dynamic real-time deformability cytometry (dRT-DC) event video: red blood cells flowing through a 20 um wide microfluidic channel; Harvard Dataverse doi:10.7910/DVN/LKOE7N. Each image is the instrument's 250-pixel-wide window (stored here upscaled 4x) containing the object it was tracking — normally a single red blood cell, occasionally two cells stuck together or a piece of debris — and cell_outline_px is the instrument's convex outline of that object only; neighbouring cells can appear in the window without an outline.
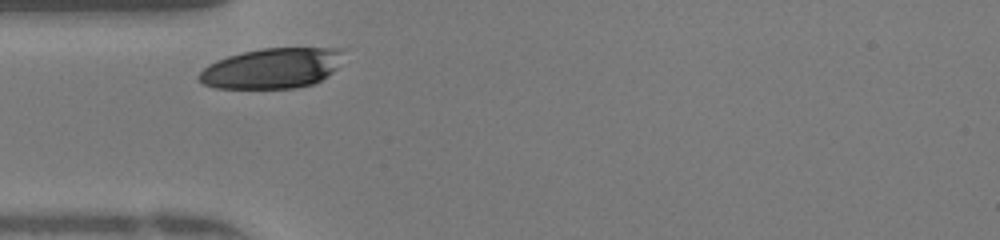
{"species": "human", "species_latin": "Homo sapiens", "temperature_condition": "warm", "stored_images_in_passage": 28, "camera_frame_rate_fps": 3000, "um_per_image_px": 0.085, "donor": {"sex": "female"}, "frame": {"image": 1, "passage_image": 3, "time_ms": 0.667, "image_size_px": [1000, 240], "cell_outline_px": [[344, 48], [336, 68], [332, 72], [320, 80], [312, 84], [296, 88], [216, 88], [204, 84], [196, 76], [208, 64], [216, 60], [228, 56], [244, 52], [264, 48]], "centroid_in_image_um": [23.09, 5.8], "position_along_channel_um": 61.9, "area_um2": 33.7}}
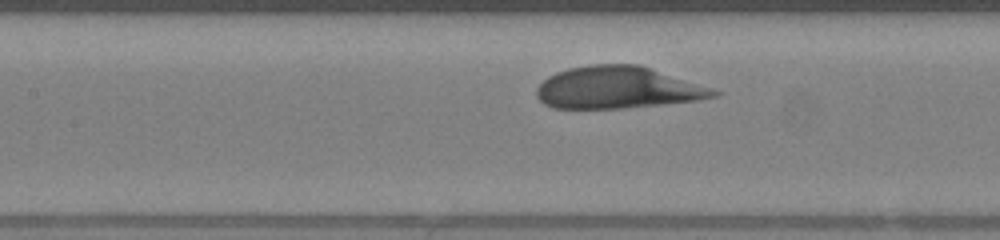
{"frame": {"image": 2, "passage_image": 11, "time_ms": 3.333, "image_size_px": [1000, 240], "cell_outline_px": [[724, 92], [720, 96], [696, 100], [664, 104], [624, 108], [552, 108], [544, 104], [536, 96], [536, 88], [548, 76], [556, 72], [568, 68], [588, 64], [636, 64], [712, 88]], "centroid_in_image_um": [52.48, 7.45], "position_along_channel_um": 154.9, "area_um2": 43.29}}
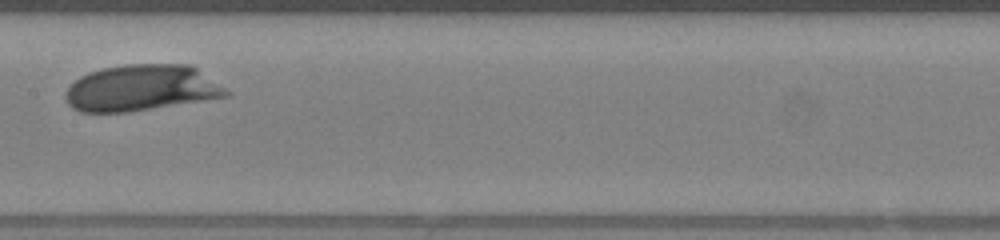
{"frame": {"image": 3, "passage_image": 14, "time_ms": 4.333, "image_size_px": [1000, 240], "cell_outline_px": [[232, 96], [128, 112], [80, 112], [72, 108], [68, 104], [64, 96], [64, 92], [80, 76], [88, 72], [104, 68], [124, 64], [192, 64], [232, 92]], "centroid_in_image_um": [12.06, 7.48], "position_along_channel_um": 195.3, "area_um2": 43.7}}